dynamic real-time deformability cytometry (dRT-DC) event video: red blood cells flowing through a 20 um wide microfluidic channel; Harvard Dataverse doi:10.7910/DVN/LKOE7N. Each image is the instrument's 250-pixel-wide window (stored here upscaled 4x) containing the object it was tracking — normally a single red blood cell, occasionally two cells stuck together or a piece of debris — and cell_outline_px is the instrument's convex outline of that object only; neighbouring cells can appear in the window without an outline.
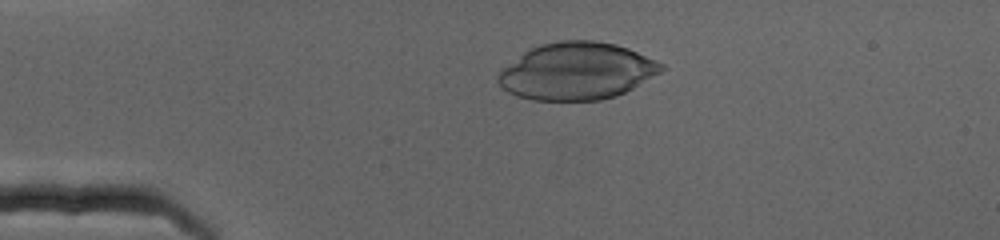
{"species": "human", "species_latin": "Homo sapiens", "temperature_condition": "cold", "stored_images_in_passage": 57, "camera_frame_rate_fps": 3000, "um_per_image_px": 0.085, "donor": {"sex": "female"}, "frame": {"image": 1, "passage_image": 15, "time_ms": 4.667, "image_size_px": [1000, 240], "cell_outline_px": [[668, 68], [632, 88], [616, 96], [600, 100], [532, 100], [516, 96], [508, 92], [496, 80], [496, 76], [504, 68], [528, 48], [540, 44], [560, 40], [592, 40], [616, 44], [628, 48], [656, 60], [664, 64]], "centroid_in_image_um": [49.03, 6.04], "position_along_channel_um": 36.0, "area_um2": 54.39}}
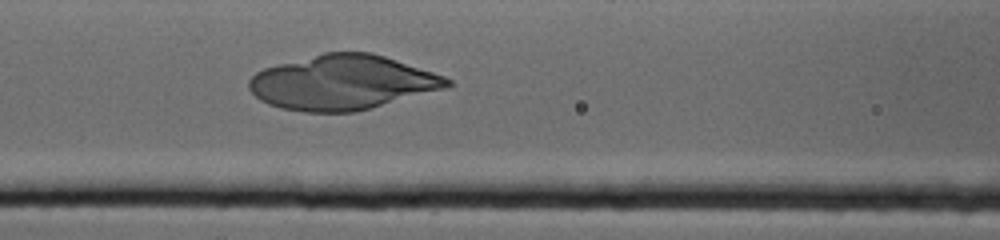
{"frame": {"image": 2, "passage_image": 30, "time_ms": 9.667, "image_size_px": [1000, 240], "cell_outline_px": [[452, 84], [448, 88], [356, 112], [304, 112], [280, 108], [268, 104], [260, 100], [248, 88], [248, 80], [256, 72], [264, 68], [324, 52], [372, 52], [444, 76], [452, 80]], "centroid_in_image_um": [29.11, 7.02], "position_along_channel_um": 137.5, "area_um2": 63.06}}
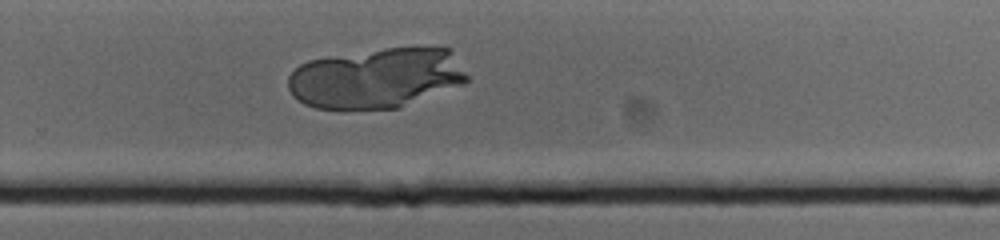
{"frame": {"image": 3, "passage_image": 47, "time_ms": 15.333, "image_size_px": [1000, 240], "cell_outline_px": [[468, 80], [464, 84], [400, 108], [316, 108], [304, 104], [292, 96], [288, 88], [288, 76], [300, 64], [308, 60], [332, 56], [384, 48], [452, 48], [468, 76]], "centroid_in_image_um": [32.01, 6.64], "position_along_channel_um": 297.8, "area_um2": 62.83}}